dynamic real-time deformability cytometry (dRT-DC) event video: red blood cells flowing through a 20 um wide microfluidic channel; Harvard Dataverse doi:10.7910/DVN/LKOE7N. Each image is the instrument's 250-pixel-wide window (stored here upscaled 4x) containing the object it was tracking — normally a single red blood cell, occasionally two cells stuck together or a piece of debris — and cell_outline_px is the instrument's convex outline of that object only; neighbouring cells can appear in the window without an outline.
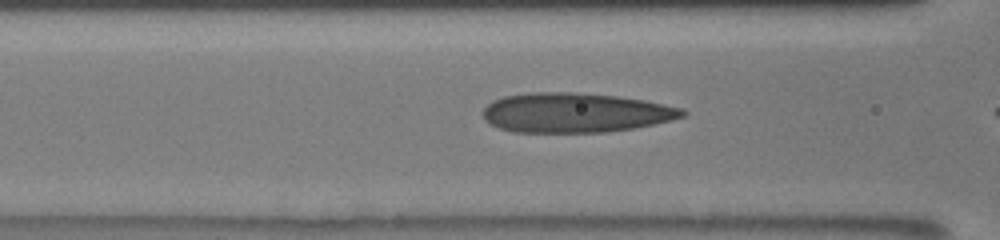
{"species": "human", "species_latin": "Homo sapiens", "temperature_condition": "room temperature", "stored_images_in_passage": 8, "camera_frame_rate_fps": 3000, "um_per_image_px": 0.085, "donor": {"sex": "male"}, "frame": {"image": 1, "passage_image": 3, "time_ms": 0.667, "image_size_px": [1000, 240], "cell_outline_px": [[688, 112], [684, 116], [672, 120], [632, 128], [608, 132], [512, 132], [500, 128], [484, 120], [484, 108], [492, 100], [504, 96], [528, 92], [576, 92], [616, 96], [644, 100], [684, 108]], "centroid_in_image_um": [48.91, 9.57], "position_along_channel_um": 117.7, "area_um2": 46.12}}
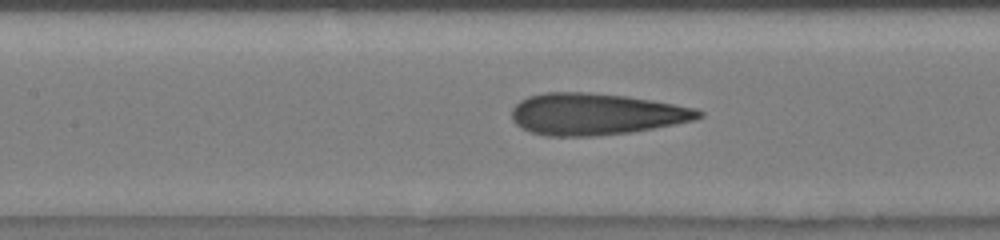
{"frame": {"image": 2, "passage_image": 6, "time_ms": 1.667, "image_size_px": [1000, 240], "cell_outline_px": [[704, 116], [692, 120], [676, 124], [632, 132], [592, 136], [548, 136], [532, 132], [520, 128], [512, 120], [512, 108], [520, 100], [528, 96], [544, 92], [588, 92], [628, 96], [652, 100], [696, 108], [704, 112]], "centroid_in_image_um": [50.64, 9.69], "position_along_channel_um": 156.8, "area_um2": 45.55}}